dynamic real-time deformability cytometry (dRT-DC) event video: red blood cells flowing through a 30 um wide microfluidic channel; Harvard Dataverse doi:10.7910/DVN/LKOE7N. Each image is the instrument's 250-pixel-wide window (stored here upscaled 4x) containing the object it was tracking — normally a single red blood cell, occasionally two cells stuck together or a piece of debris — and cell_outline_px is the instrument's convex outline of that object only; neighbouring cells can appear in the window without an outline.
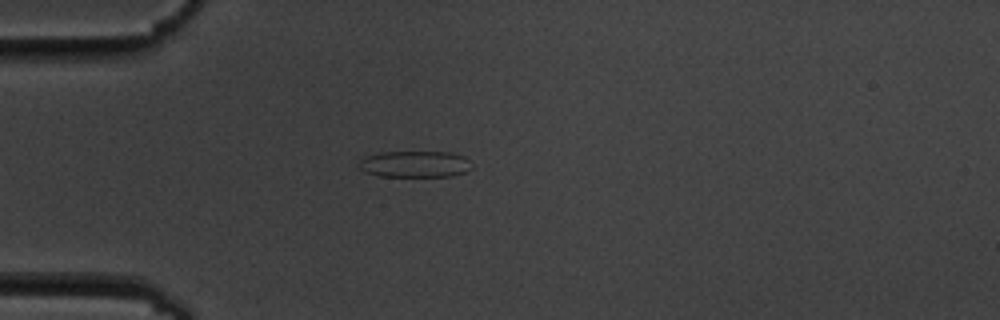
{"species": "common noctule bat (a hibernating species)", "species_latin": "Nyctalus noctula", "temperature_condition": "cold", "stored_images_in_passage": 5, "camera_frame_rate_fps": 3000, "um_per_image_px": 0.085, "animal": {"sex": "male", "body_mass_g": 19.5, "forearm_length_mm": 54.6}, "frame": {"image": 1, "passage_image": 5, "time_ms": 4.667, "image_size_px": [1000, 320], "cell_outline_px": [[472, 168], [464, 172], [452, 176], [376, 176], [364, 172], [356, 168], [360, 160], [364, 156], [380, 152], [452, 152], [464, 156], [468, 160]], "centroid_in_image_um": [35.2, 13.95], "position_along_channel_um": 49.8, "area_um2": 17.63}}